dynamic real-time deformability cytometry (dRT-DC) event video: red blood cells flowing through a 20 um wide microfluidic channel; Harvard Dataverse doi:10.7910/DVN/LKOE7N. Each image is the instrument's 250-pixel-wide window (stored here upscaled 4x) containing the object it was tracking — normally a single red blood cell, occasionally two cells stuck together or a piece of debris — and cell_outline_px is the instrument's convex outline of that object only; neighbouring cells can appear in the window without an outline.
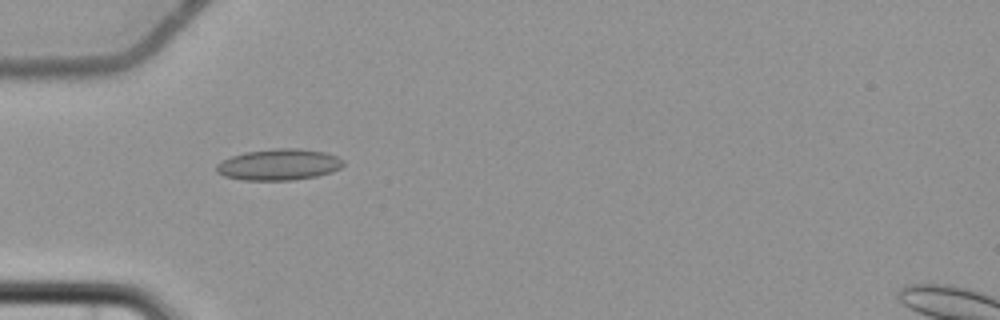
{"species": "common noctule bat (a hibernating species)", "species_latin": "Nyctalus noctula", "temperature_condition": "cold", "stored_images_in_passage": 6, "camera_frame_rate_fps": 3000, "um_per_image_px": 0.085, "animal": {"sex": "female", "body_mass_g": 22.7, "forearm_length_mm": 54.2}, "frame": {"image": 1, "passage_image": 1, "time_ms": 0.0, "image_size_px": [1000, 320], "cell_outline_px": [[344, 164], [340, 168], [332, 172], [316, 176], [292, 180], [244, 180], [224, 176], [216, 172], [216, 164], [232, 156], [244, 152], [276, 148], [296, 148], [324, 152], [336, 156], [344, 160]], "centroid_in_image_um": [23.71, 13.99], "position_along_channel_um": 61.3, "area_um2": 23.06}}
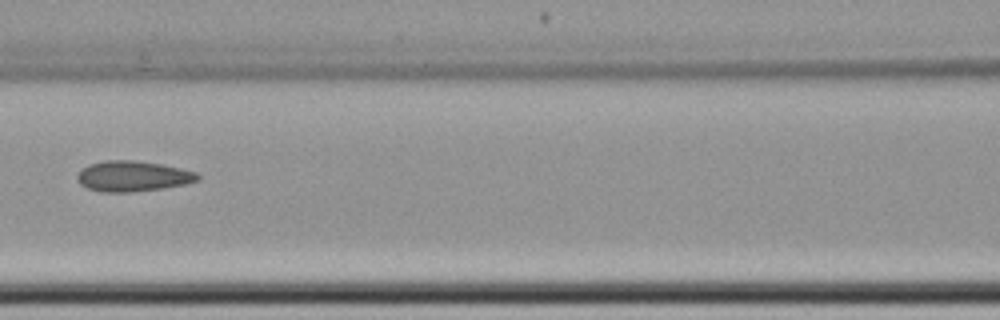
{"frame": {"image": 2, "passage_image": 3, "time_ms": 2.667, "image_size_px": [1000, 320], "cell_outline_px": [[200, 180], [184, 184], [164, 188], [128, 192], [100, 192], [88, 188], [80, 184], [76, 180], [76, 176], [88, 164], [104, 160], [132, 160], [164, 164], [196, 172], [200, 176]], "centroid_in_image_um": [11.29, 14.97], "position_along_channel_um": 155.3, "area_um2": 21.5}}
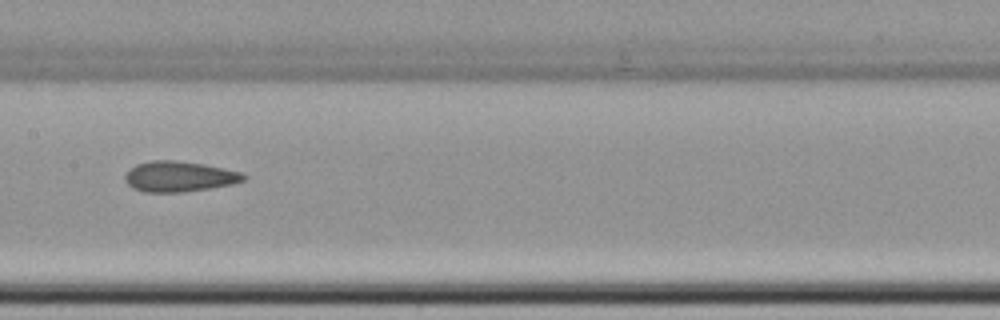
{"frame": {"image": 3, "passage_image": 4, "time_ms": 3.667, "image_size_px": [1000, 320], "cell_outline_px": [[248, 176], [244, 180], [232, 184], [184, 192], [144, 192], [132, 188], [124, 180], [124, 176], [136, 164], [152, 160], [172, 160], [204, 164], [224, 168], [240, 172]], "centroid_in_image_um": [15.22, 15.0], "position_along_channel_um": 192.2, "area_um2": 20.98}}